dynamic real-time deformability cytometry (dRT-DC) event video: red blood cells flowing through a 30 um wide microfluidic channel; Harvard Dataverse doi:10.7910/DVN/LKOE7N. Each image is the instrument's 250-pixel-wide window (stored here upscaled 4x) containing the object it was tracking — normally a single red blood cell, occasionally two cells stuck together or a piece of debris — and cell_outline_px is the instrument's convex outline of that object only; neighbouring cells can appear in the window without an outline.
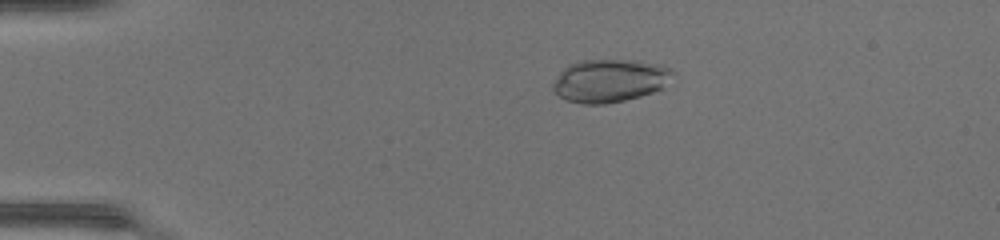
{"species": "common noctule bat (a hibernating species)", "species_latin": "Nyctalus noctula", "temperature_condition": "warm", "stored_images_in_passage": 48, "camera_frame_rate_fps": 3000, "um_per_image_px": 0.085, "animal": {"sex": "female", "body_mass_g": 17.0, "forearm_length_mm": 48.0}, "frame": {"image": 1, "passage_image": 11, "time_ms": 3.333, "image_size_px": [1000, 240], "cell_outline_px": [[672, 72], [660, 88], [652, 92], [640, 96], [624, 100], [604, 104], [584, 104], [568, 100], [560, 96], [552, 88], [552, 84], [560, 72], [564, 68], [572, 64], [584, 60], [628, 60], [652, 64], [668, 68]], "centroid_in_image_um": [51.73, 6.87], "position_along_channel_um": 33.3, "area_um2": 28.96}}
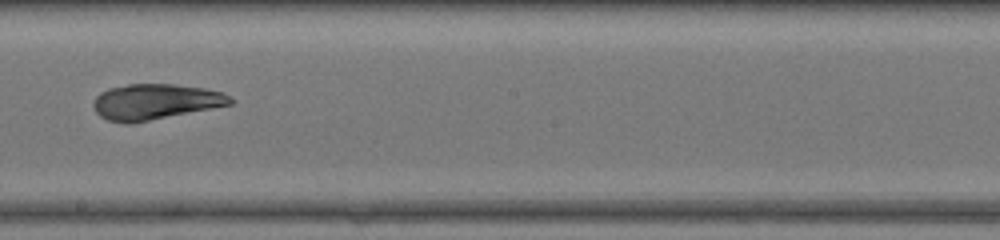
{"frame": {"image": 2, "passage_image": 29, "time_ms": 9.333, "image_size_px": [1000, 240], "cell_outline_px": [[232, 104], [132, 124], [124, 124], [108, 120], [100, 116], [96, 112], [92, 104], [96, 96], [100, 92], [108, 88], [128, 84], [172, 84], [204, 88], [224, 92], [232, 100]], "centroid_in_image_um": [13.16, 8.65], "position_along_channel_um": 235.0, "area_um2": 28.5}}
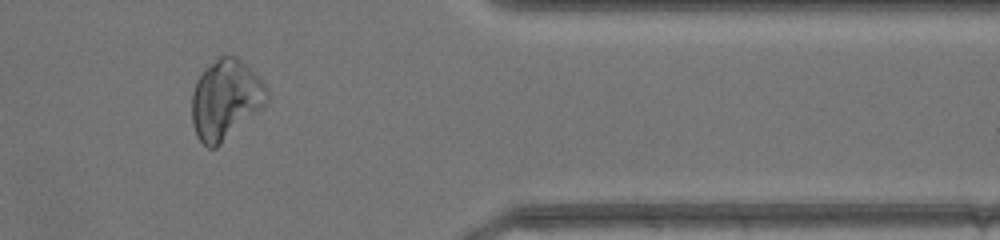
{"frame": {"image": 3, "passage_image": 41, "time_ms": 13.333, "image_size_px": [1000, 240], "cell_outline_px": [[268, 100], [260, 108], [216, 148], [208, 148], [196, 136], [192, 124], [192, 92], [196, 80], [204, 68], [220, 56], [236, 56], [268, 88]], "centroid_in_image_um": [19.12, 8.46], "position_along_channel_um": 392.3, "area_um2": 34.28}, "authors_computed_cell_mechanics": {"area_um2": 29.5936, "velocity_mm_per_s": 4.3925, "shape_relaxation_time_tau1_ms": 7.3701, "shape_relaxation_time_tau2_ms": 1.5156, "deformation_change_tau1": 0.1487, "deformation_change_tau2": 0.072}}